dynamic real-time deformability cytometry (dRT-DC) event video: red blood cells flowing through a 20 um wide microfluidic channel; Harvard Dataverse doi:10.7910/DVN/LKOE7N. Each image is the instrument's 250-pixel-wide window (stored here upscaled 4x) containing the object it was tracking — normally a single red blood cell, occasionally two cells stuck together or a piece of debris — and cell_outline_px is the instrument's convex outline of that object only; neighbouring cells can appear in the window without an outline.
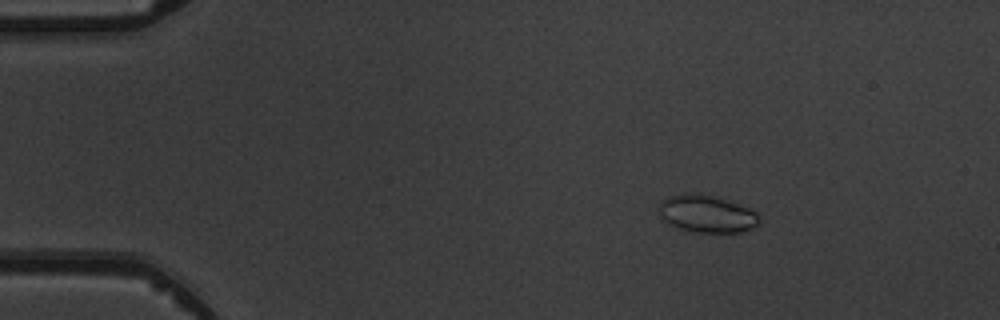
{"species": "common noctule bat (a hibernating species)", "species_latin": "Nyctalus noctula", "temperature_condition": "warm", "stored_images_in_passage": 6, "camera_frame_rate_fps": 3000, "um_per_image_px": 0.085, "animal": {"sex": "male", "body_mass_g": 19.5, "forearm_length_mm": 54.6}, "frame": {"image": 1, "passage_image": 2, "time_ms": 1.333, "image_size_px": [1000, 320], "cell_outline_px": [[760, 220], [752, 228], [740, 232], [692, 232], [676, 228], [660, 220], [656, 208], [660, 200], [668, 196], [684, 192], [700, 192], [716, 196], [748, 208], [756, 212]], "centroid_in_image_um": [59.95, 18.15], "position_along_channel_um": 25.1, "area_um2": 22.54}}
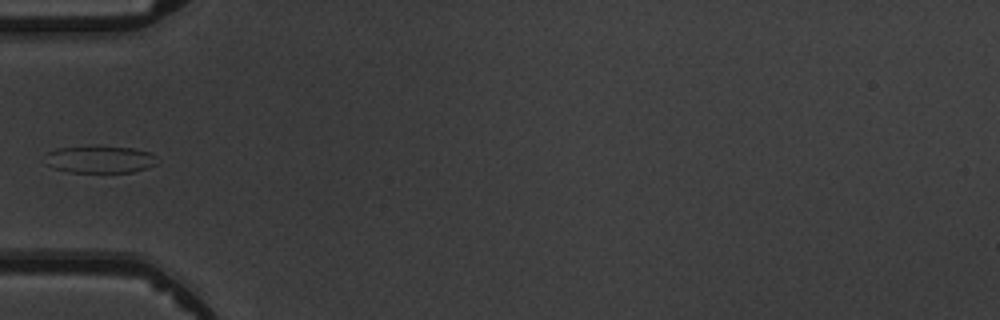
{"frame": {"image": 2, "passage_image": 5, "time_ms": 4.667, "image_size_px": [1000, 320], "cell_outline_px": [[160, 160], [156, 164], [132, 172], [68, 172], [44, 164], [48, 152], [56, 148], [132, 148], [148, 152], [156, 156]], "centroid_in_image_um": [8.5, 13.58], "position_along_channel_um": 76.5, "area_um2": 17.17}}